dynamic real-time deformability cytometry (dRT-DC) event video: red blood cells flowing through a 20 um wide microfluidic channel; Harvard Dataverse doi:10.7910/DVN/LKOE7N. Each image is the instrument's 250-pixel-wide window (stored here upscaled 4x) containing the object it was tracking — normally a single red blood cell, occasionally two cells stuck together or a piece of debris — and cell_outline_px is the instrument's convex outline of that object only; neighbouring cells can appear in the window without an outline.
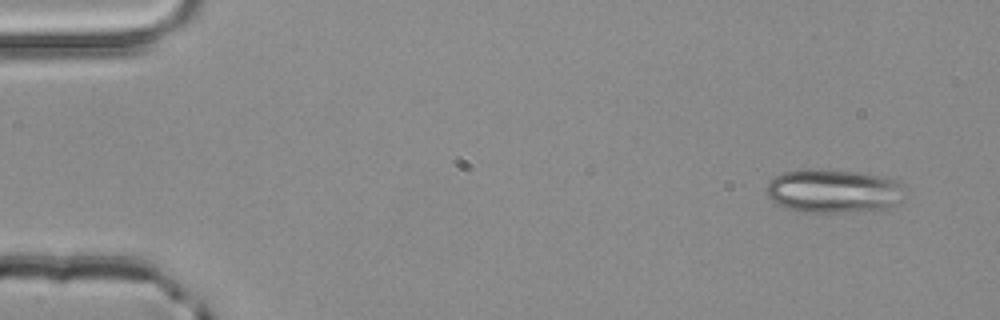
{"species": "common noctule bat (a hibernating species)", "species_latin": "Nyctalus noctula", "temperature_condition": "room temperature", "stored_images_in_passage": 3, "segment_of_instrument_passage": [2, 2], "camera_frame_rate_fps": 3000, "um_per_image_px": 0.085, "animal": {"sex": "male", "body_mass_g": 20.4}, "frame": {"image": 1, "passage_image": 3, "time_ms": 0.667, "image_size_px": [1000, 320], "cell_outline_px": [[904, 200], [900, 204], [888, 208], [840, 212], [800, 212], [784, 208], [776, 204], [768, 196], [768, 180], [784, 172], [804, 168], [812, 168], [860, 172], [888, 176], [900, 180]], "centroid_in_image_um": [70.88, 16.22], "position_along_channel_um": 14.1, "area_um2": 35.84}}